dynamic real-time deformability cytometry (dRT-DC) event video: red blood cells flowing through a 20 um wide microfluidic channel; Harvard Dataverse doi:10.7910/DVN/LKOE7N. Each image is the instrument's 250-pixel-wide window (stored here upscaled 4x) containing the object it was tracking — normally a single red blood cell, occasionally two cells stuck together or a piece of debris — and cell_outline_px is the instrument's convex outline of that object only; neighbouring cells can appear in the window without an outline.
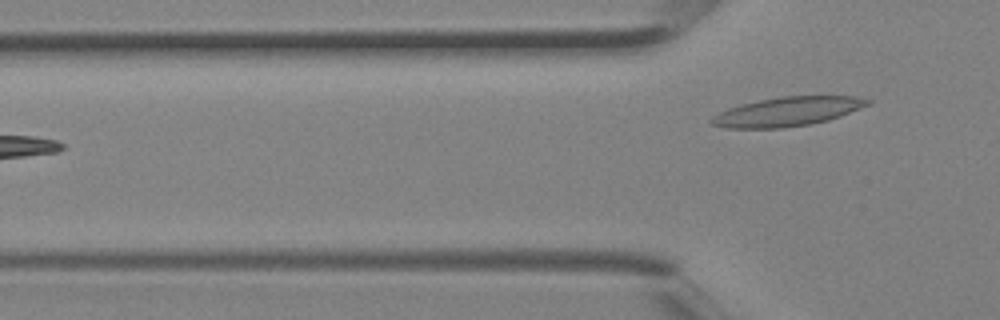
{"species": "Egyptian fruit bat (a non-hibernating species)", "species_latin": "Rousettus aegyptiacus", "temperature_condition": "room temperature", "stored_images_in_passage": 4, "camera_frame_rate_fps": 3000, "um_per_image_px": 0.085, "animal": {"sex": "female"}, "frame": {"image": 1, "passage_image": 4, "time_ms": 1.0, "image_size_px": [1000, 320], "cell_outline_px": [[872, 104], [840, 116], [828, 120], [808, 124], [784, 128], [724, 128], [712, 124], [708, 120], [712, 116], [728, 108], [740, 104], [780, 96], [856, 96], [872, 100]], "centroid_in_image_um": [66.93, 9.48], "position_along_channel_um": 58.9, "area_um2": 26.59}}